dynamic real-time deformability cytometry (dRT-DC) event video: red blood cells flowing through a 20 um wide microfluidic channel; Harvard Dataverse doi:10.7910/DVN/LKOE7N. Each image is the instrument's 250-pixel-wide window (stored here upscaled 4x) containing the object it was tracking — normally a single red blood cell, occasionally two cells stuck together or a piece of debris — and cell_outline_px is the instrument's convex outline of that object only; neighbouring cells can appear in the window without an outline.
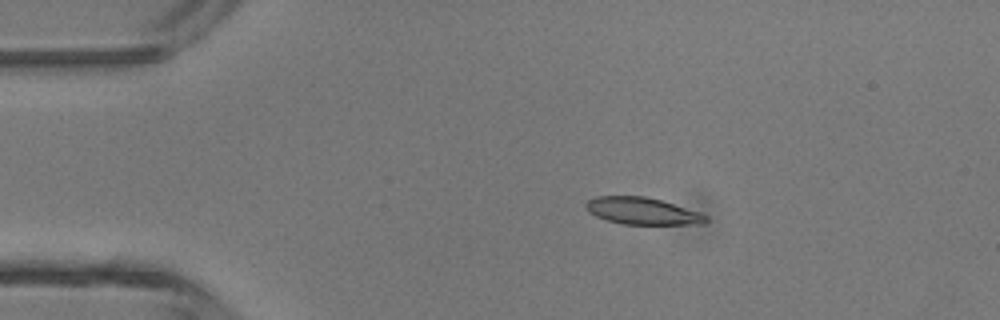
{"species": "common noctule bat (a hibernating species)", "species_latin": "Nyctalus noctula", "temperature_condition": "room temperature", "stored_images_in_passage": 3, "camera_frame_rate_fps": 3000, "um_per_image_px": 0.085, "animal": {"sex": "male", "body_mass_g": 13.3}, "frame": {"image": 1, "passage_image": 2, "time_ms": 0.333, "image_size_px": [1000, 320], "cell_outline_px": [[708, 220], [704, 224], [624, 224], [608, 220], [596, 216], [588, 212], [584, 204], [588, 200], [596, 196], [644, 196], [660, 200], [700, 212], [708, 216]], "centroid_in_image_um": [54.6, 17.93], "position_along_channel_um": 30.4, "area_um2": 18.79}}